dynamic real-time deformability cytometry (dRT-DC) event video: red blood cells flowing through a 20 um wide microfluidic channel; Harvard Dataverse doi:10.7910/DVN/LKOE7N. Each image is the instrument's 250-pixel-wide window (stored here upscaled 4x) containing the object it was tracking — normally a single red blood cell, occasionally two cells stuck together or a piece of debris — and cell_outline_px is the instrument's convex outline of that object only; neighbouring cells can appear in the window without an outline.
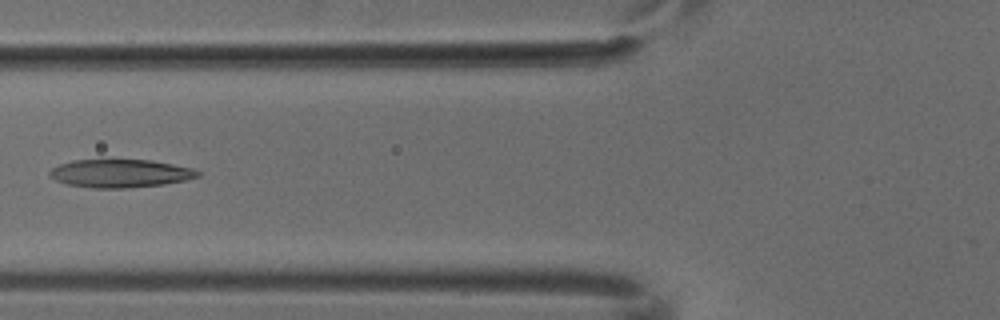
{"species": "common noctule bat (a hibernating species)", "species_latin": "Nyctalus noctula", "temperature_condition": "cold", "stored_images_in_passage": 6, "camera_frame_rate_fps": 3000, "um_per_image_px": 0.085, "animal": {"sex": "male", "body_mass_g": 18.8}, "frame": {"image": 1, "passage_image": 5, "time_ms": 1.333, "image_size_px": [1000, 320], "cell_outline_px": [[200, 176], [184, 180], [164, 184], [124, 188], [92, 188], [68, 184], [56, 180], [48, 176], [48, 172], [52, 168], [60, 164], [72, 160], [152, 160], [192, 168], [200, 172]], "centroid_in_image_um": [10.2, 14.74], "position_along_channel_um": 115.6, "area_um2": 24.16}}
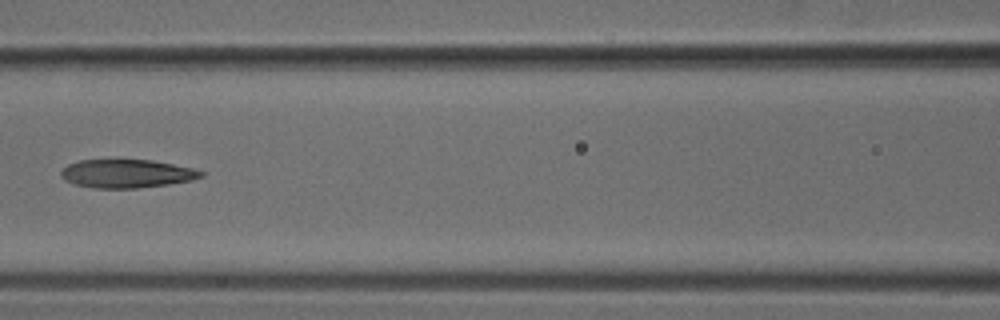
{"frame": {"image": 2, "passage_image": 6, "time_ms": 1.667, "image_size_px": [1000, 320], "cell_outline_px": [[204, 176], [192, 180], [168, 184], [136, 188], [96, 188], [76, 184], [64, 180], [60, 176], [60, 172], [68, 164], [80, 160], [116, 156], [152, 160], [192, 168], [204, 172]], "centroid_in_image_um": [10.73, 14.7], "position_along_channel_um": 155.9, "area_um2": 24.04}}